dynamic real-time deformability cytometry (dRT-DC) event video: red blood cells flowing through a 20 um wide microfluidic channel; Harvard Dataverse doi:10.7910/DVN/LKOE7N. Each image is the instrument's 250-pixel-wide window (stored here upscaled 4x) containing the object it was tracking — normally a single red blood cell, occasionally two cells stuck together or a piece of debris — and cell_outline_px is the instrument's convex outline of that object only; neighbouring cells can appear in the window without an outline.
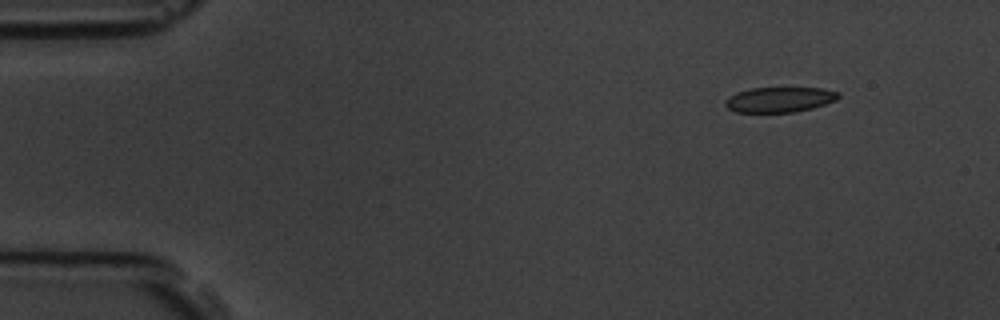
{"species": "common noctule bat (a hibernating species)", "species_latin": "Nyctalus noctula", "temperature_condition": "room temperature", "stored_images_in_passage": 5, "camera_frame_rate_fps": 3000, "um_per_image_px": 0.085, "animal": {"sex": "male", "body_mass_g": 19.5, "forearm_length_mm": 54.6}, "frame": {"image": 1, "passage_image": 2, "time_ms": 1.0, "image_size_px": [1000, 320], "cell_outline_px": [[840, 96], [836, 100], [812, 108], [796, 112], [736, 112], [728, 108], [724, 104], [724, 100], [728, 96], [736, 92], [752, 88], [824, 88], [840, 92]], "centroid_in_image_um": [66.25, 8.46], "position_along_channel_um": 18.7, "area_um2": 16.7}}
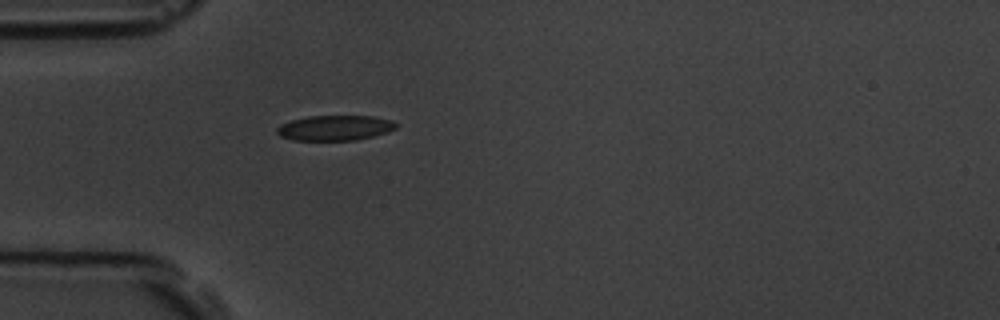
{"frame": {"image": 2, "passage_image": 5, "time_ms": 4.333, "image_size_px": [1000, 320], "cell_outline_px": [[396, 128], [388, 132], [356, 140], [292, 140], [280, 136], [276, 132], [276, 128], [280, 124], [292, 120], [308, 116], [372, 116], [392, 120], [396, 124]], "centroid_in_image_um": [28.44, 10.87], "position_along_channel_um": 56.6, "area_um2": 17.46}}